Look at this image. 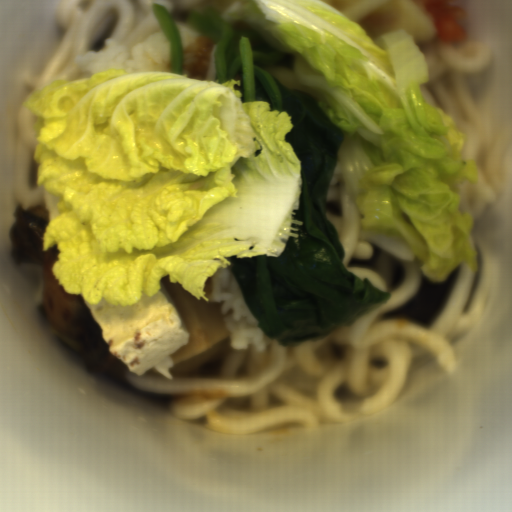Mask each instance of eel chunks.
I'll return each instance as SVG.
<instances>
[{"instance_id":"1","label":"eel chunks","mask_w":512,"mask_h":512,"mask_svg":"<svg viewBox=\"0 0 512 512\" xmlns=\"http://www.w3.org/2000/svg\"><path fill=\"white\" fill-rule=\"evenodd\" d=\"M48 222L44 207H14L8 226L9 256L22 265L34 266L41 281L39 304L62 343L92 374L122 380L127 365L110 353L103 330L82 295L64 291L55 279L52 267L59 255L55 246L42 250Z\"/></svg>"},{"instance_id":"2","label":"eel chunks","mask_w":512,"mask_h":512,"mask_svg":"<svg viewBox=\"0 0 512 512\" xmlns=\"http://www.w3.org/2000/svg\"><path fill=\"white\" fill-rule=\"evenodd\" d=\"M460 274V266L443 282L434 283L424 274L413 297L391 310L385 320L407 319L413 324L430 329L443 310Z\"/></svg>"}]
</instances>
